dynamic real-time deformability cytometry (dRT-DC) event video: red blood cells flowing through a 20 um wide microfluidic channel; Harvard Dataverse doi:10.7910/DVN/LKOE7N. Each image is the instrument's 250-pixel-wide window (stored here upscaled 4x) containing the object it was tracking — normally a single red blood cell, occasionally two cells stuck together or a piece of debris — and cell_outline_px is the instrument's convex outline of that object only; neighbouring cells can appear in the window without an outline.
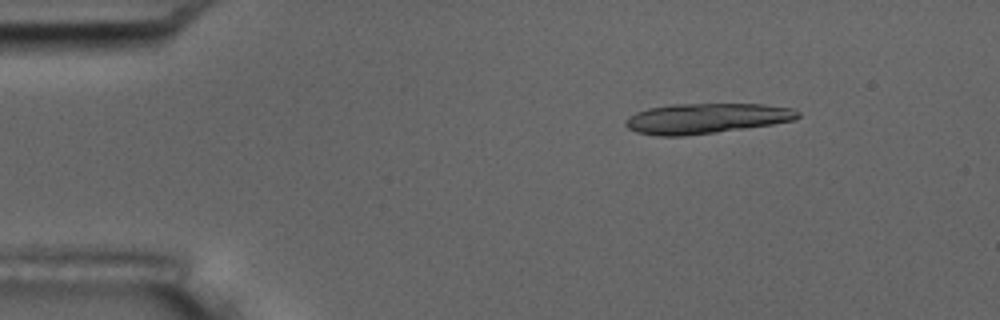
{"species": "common noctule bat (a hibernating species)", "species_latin": "Nyctalus noctula", "temperature_condition": "room temperature", "stored_images_in_passage": 8, "segment_of_instrument_passage": [1, 2], "camera_frame_rate_fps": 3000, "um_per_image_px": 0.085, "animal": {"sex": "male", "body_mass_g": 17.5, "forearm_length_mm": 52.3}, "frame": {"image": 1, "passage_image": 2, "time_ms": 1.0, "image_size_px": [1000, 320], "cell_outline_px": [[800, 116], [796, 120], [772, 124], [716, 132], [684, 136], [656, 136], [636, 132], [628, 128], [624, 124], [624, 120], [628, 116], [636, 112], [648, 108], [672, 104], [764, 104], [792, 108], [800, 112]], "centroid_in_image_um": [60.01, 10.06], "position_along_channel_um": 25.0, "area_um2": 30.52}}